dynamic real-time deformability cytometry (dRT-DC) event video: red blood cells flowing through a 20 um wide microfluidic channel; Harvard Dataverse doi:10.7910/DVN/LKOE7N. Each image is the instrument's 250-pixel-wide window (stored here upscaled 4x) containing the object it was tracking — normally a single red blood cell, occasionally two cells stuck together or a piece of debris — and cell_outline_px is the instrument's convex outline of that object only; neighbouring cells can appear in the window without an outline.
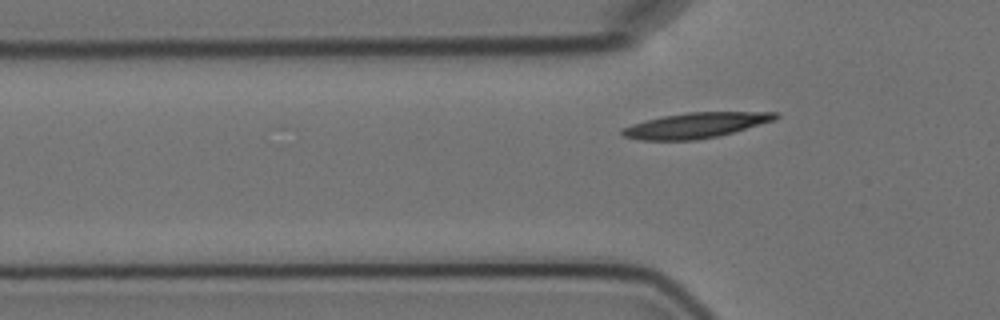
{"species": "Egyptian fruit bat (a non-hibernating species)", "species_latin": "Rousettus aegyptiacus", "temperature_condition": "cold", "stored_images_in_passage": 4, "camera_frame_rate_fps": 3000, "um_per_image_px": 0.085, "animal": {"sex": "female"}, "frame": {"image": 1, "passage_image": 4, "time_ms": 4.333, "image_size_px": [1000, 320], "cell_outline_px": [[780, 116], [776, 120], [732, 132], [716, 136], [696, 140], [640, 140], [624, 136], [620, 132], [620, 128], [644, 120], [664, 116], [688, 112], [780, 112]], "centroid_in_image_um": [59.13, 10.65], "position_along_channel_um": 66.7, "area_um2": 22.6}}